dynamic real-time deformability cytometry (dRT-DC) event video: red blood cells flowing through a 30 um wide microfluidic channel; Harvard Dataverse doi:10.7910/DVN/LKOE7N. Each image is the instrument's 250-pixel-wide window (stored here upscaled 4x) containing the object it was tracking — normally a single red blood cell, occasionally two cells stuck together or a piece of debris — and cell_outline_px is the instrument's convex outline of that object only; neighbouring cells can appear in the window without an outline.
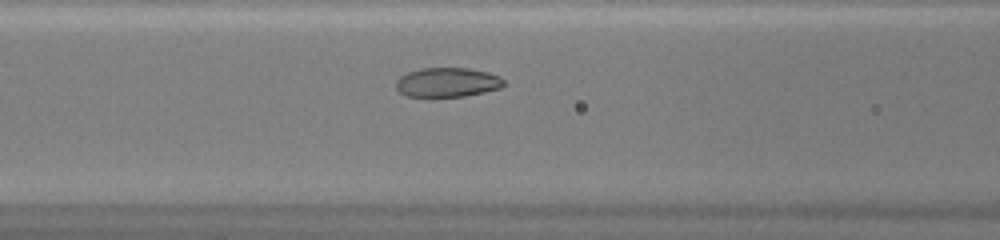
{"species": "common noctule bat (a hibernating species)", "species_latin": "Nyctalus noctula", "temperature_condition": "warm", "stored_images_in_passage": 39, "camera_frame_rate_fps": 3000, "um_per_image_px": 0.085, "animal": {"sex": "female", "body_mass_g": 20.0, "forearm_length_mm": 54.0}, "frame": {"image": 1, "passage_image": 12, "time_ms": 3.667, "image_size_px": [1000, 240], "cell_outline_px": [[504, 84], [500, 88], [484, 92], [464, 96], [408, 96], [400, 92], [396, 88], [396, 80], [400, 76], [408, 72], [420, 68], [468, 68], [488, 72], [500, 76], [504, 80]], "centroid_in_image_um": [38.03, 6.99], "position_along_channel_um": 128.6, "area_um2": 18.38}}
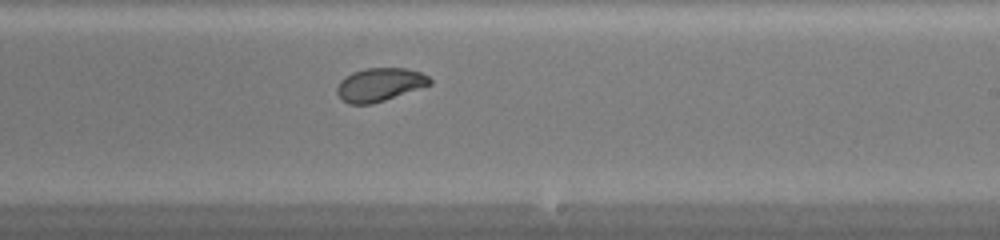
{"frame": {"image": 2, "passage_image": 21, "time_ms": 6.667, "image_size_px": [1000, 240], "cell_outline_px": [[432, 84], [372, 104], [348, 104], [336, 92], [336, 88], [340, 80], [352, 72], [364, 68], [408, 68], [420, 72], [428, 76], [432, 80]], "centroid_in_image_um": [32.27, 7.18], "position_along_channel_um": 256.7, "area_um2": 17.98}}
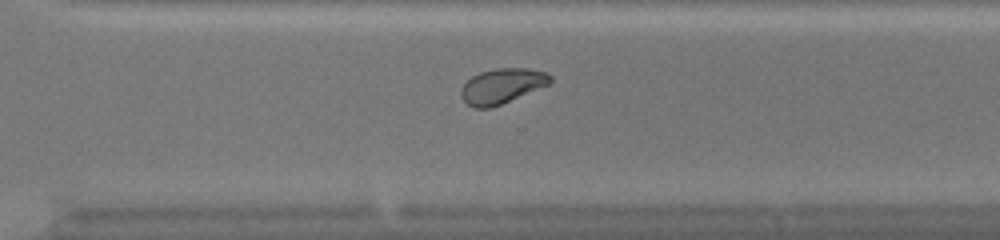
{"frame": {"image": 3, "passage_image": 26, "time_ms": 8.333, "image_size_px": [1000, 240], "cell_outline_px": [[552, 84], [500, 104], [488, 108], [476, 108], [468, 104], [460, 96], [460, 88], [472, 76], [480, 72], [496, 68], [528, 68], [548, 72], [552, 76]], "centroid_in_image_um": [42.71, 7.29], "position_along_channel_um": 327.9, "area_um2": 18.32}, "authors_computed_cell_mechanics": {"area_um2": 19.1896, "velocity_mm_per_s": 4.2799, "shape_relaxation_time_tau1_ms": 3.5642, "shape_relaxation_time_tau2_ms": 1.6009, "deformation_change_tau1": 0.1289, "deformation_change_tau2": 0.0442}}